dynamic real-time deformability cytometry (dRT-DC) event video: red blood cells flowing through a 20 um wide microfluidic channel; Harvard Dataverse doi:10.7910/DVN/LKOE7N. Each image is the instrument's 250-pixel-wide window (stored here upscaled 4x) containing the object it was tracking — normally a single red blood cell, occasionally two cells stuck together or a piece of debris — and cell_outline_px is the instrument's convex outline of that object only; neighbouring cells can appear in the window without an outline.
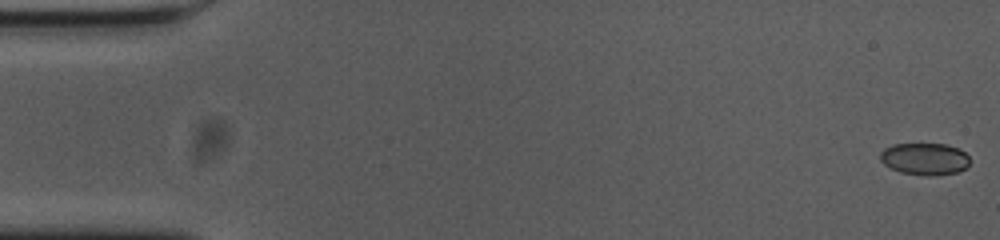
{"species": "common noctule bat (a hibernating species)", "species_latin": "Nyctalus noctula", "temperature_condition": "cold", "stored_images_in_passage": 12, "camera_frame_rate_fps": 3000, "um_per_image_px": 0.085, "animal": {"sex": "female", "body_mass_g": 23.0, "forearm_length_mm": 53.4}, "frame": {"image": 1, "passage_image": 1, "time_ms": 0.0, "image_size_px": [1000, 240], "cell_outline_px": [[968, 164], [964, 168], [956, 172], [900, 172], [884, 164], [880, 160], [880, 152], [884, 148], [892, 144], [948, 144], [960, 148], [968, 156]], "centroid_in_image_um": [78.56, 13.42], "position_along_channel_um": 6.4, "area_um2": 15.84}}